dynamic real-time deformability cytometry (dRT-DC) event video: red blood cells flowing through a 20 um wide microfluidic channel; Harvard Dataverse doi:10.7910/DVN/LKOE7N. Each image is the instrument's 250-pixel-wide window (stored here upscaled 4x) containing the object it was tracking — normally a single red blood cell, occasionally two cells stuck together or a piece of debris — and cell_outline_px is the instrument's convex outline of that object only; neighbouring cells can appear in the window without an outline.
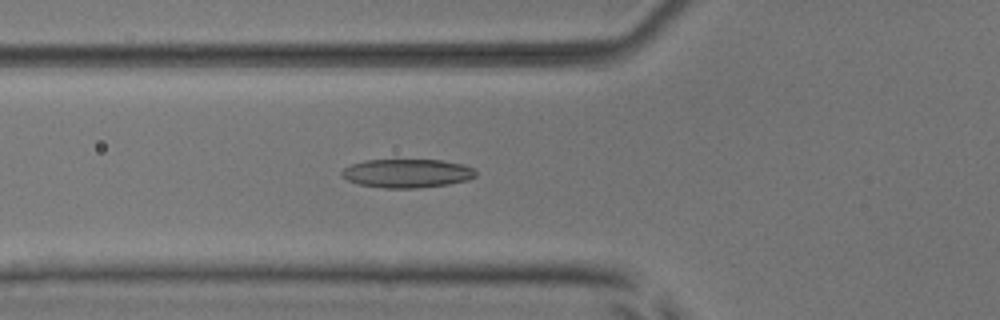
{"species": "common noctule bat (a hibernating species)", "species_latin": "Nyctalus noctula", "temperature_condition": "room temperature", "stored_images_in_passage": 47, "segment_of_instrument_passage": [1, 2], "camera_frame_rate_fps": 3000, "um_per_image_px": 0.085, "animal": {"sex": "male", "body_mass_g": 17.9, "forearm_length_mm": 54.2}, "frame": {"image": 1, "passage_image": 13, "time_ms": 4.0, "image_size_px": [1000, 320], "cell_outline_px": [[476, 176], [468, 180], [448, 184], [416, 188], [384, 188], [360, 184], [348, 180], [340, 176], [340, 172], [344, 168], [352, 164], [364, 160], [440, 160], [464, 164], [472, 168], [476, 172]], "centroid_in_image_um": [34.59, 14.73], "position_along_channel_um": 91.2, "area_um2": 22.37}}
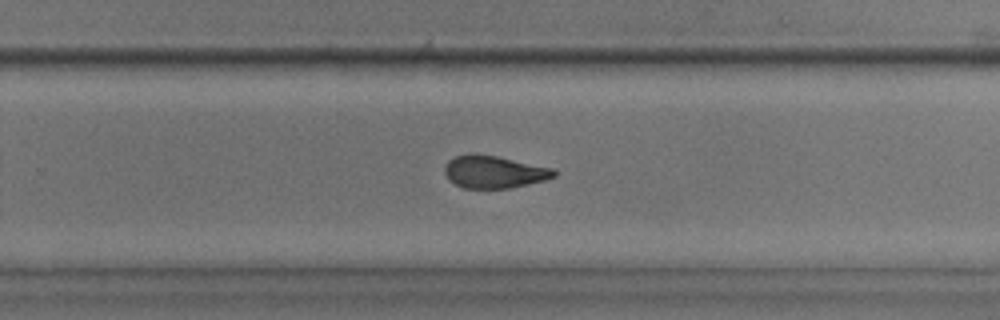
{"frame": {"image": 2, "passage_image": 28, "time_ms": 9.0, "image_size_px": [1000, 320], "cell_outline_px": [[556, 176], [544, 180], [508, 188], [464, 188], [448, 180], [444, 172], [444, 168], [448, 160], [456, 156], [476, 152], [496, 156], [552, 168], [556, 172]], "centroid_in_image_um": [41.94, 14.6], "position_along_channel_um": 287.9, "area_um2": 20.58}}
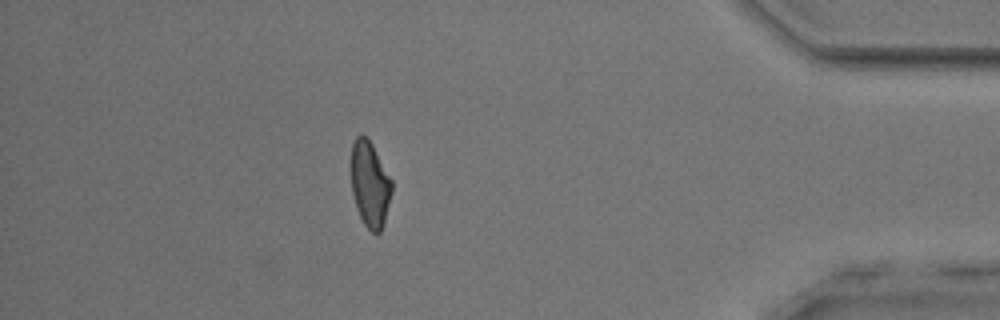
{"frame": {"image": 3, "passage_image": 40, "time_ms": 13.0, "image_size_px": [1000, 320], "cell_outline_px": [[392, 192], [384, 220], [380, 232], [376, 236], [364, 224], [356, 208], [352, 192], [352, 144], [356, 136], [364, 136], [372, 144], [392, 180]], "centroid_in_image_um": [31.45, 15.69], "position_along_channel_um": 403.8, "area_um2": 20.0}}